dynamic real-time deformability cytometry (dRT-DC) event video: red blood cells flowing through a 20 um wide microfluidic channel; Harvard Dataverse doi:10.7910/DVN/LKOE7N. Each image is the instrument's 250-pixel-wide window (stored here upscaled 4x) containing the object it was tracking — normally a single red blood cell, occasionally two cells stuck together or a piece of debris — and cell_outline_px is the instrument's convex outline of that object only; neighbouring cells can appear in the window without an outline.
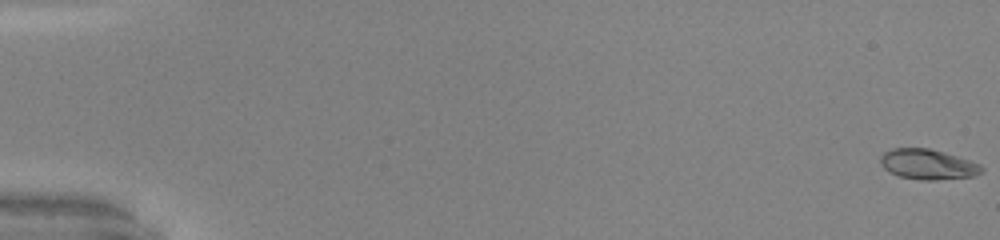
{"species": "common noctule bat (a hibernating species)", "species_latin": "Nyctalus noctula", "temperature_condition": "warm", "stored_images_in_passage": 10, "camera_frame_rate_fps": 3000, "um_per_image_px": 0.085, "animal": {"sex": "male", "body_mass_g": 20.0, "forearm_length_mm": 53.3}, "frame": {"image": 1, "passage_image": 1, "time_ms": 0.0, "image_size_px": [1000, 240], "cell_outline_px": [[984, 172], [976, 176], [936, 180], [924, 180], [900, 176], [884, 168], [880, 164], [880, 156], [884, 152], [892, 148], [928, 148], [944, 152], [980, 164], [984, 168]], "centroid_in_image_um": [78.89, 13.97], "position_along_channel_um": 6.1, "area_um2": 17.8}}